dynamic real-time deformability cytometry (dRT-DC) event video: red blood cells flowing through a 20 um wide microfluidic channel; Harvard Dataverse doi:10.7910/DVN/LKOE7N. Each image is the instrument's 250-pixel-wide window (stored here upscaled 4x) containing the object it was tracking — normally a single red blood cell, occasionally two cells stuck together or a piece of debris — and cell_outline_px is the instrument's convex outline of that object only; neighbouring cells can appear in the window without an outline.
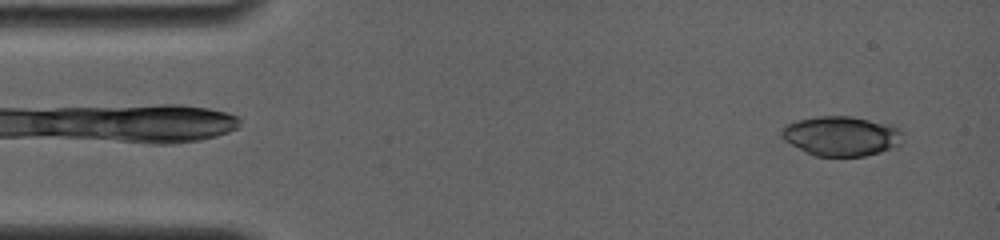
{"species": "common noctule bat (a hibernating species)", "species_latin": "Nyctalus noctula", "temperature_condition": "room temperature", "stored_images_in_passage": 5, "camera_frame_rate_fps": 4000, "um_per_image_px": 0.085, "animal": {"sex": "female", "body_mass_g": 19.0, "forearm_length_mm": 56.7}, "frame": {"image": 1, "passage_image": 2, "time_ms": 1.0, "image_size_px": [1000, 240], "cell_outline_px": [[904, 132], [900, 144], [896, 148], [864, 156], [816, 156], [804, 152], [784, 140], [780, 136], [780, 128], [784, 124], [796, 120], [820, 116], [852, 116], [892, 124], [900, 128]], "centroid_in_image_um": [71.52, 11.55], "position_along_channel_um": 13.5, "area_um2": 28.67}}
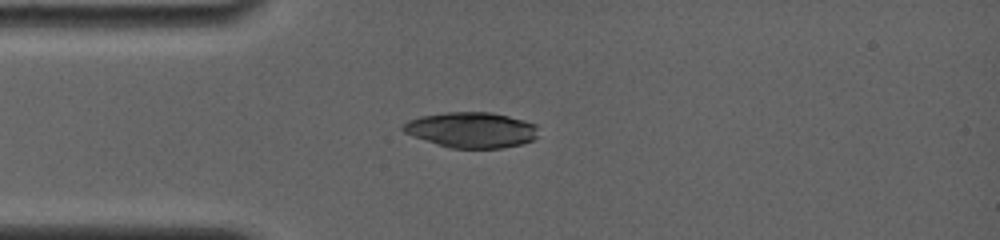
{"frame": {"image": 2, "passage_image": 5, "time_ms": 4.0, "image_size_px": [1000, 240], "cell_outline_px": [[536, 136], [532, 140], [524, 144], [500, 148], [452, 148], [436, 144], [412, 136], [404, 132], [400, 128], [408, 120], [420, 116], [444, 112], [492, 112], [524, 120], [536, 124]], "centroid_in_image_um": [40.04, 11.04], "position_along_channel_um": 45.0, "area_um2": 28.09}}